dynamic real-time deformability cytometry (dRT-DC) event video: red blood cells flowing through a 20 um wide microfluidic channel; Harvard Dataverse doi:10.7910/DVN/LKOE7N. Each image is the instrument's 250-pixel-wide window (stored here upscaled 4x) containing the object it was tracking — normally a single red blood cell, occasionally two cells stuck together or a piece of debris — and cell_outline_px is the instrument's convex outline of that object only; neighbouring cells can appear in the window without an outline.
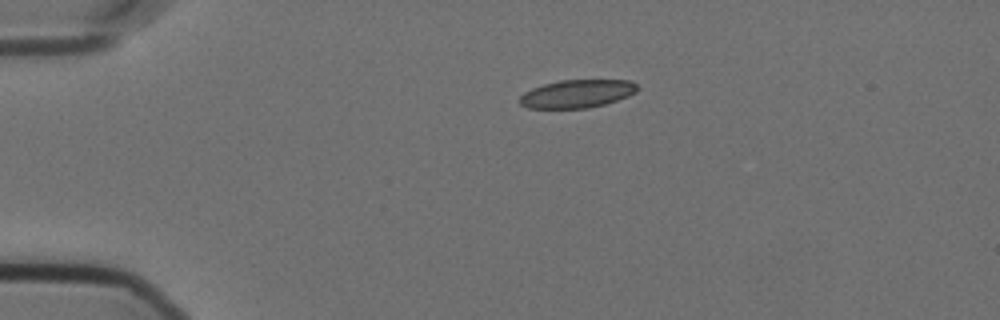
{"species": "Egyptian fruit bat (a non-hibernating species)", "species_latin": "Rousettus aegyptiacus", "temperature_condition": "cold", "stored_images_in_passage": 33, "camera_frame_rate_fps": 3000, "um_per_image_px": 0.085, "animal": {"sex": "female"}, "frame": {"image": 1, "passage_image": 1, "time_ms": 0.0, "image_size_px": [1000, 320], "cell_outline_px": [[636, 92], [628, 96], [604, 104], [588, 108], [528, 108], [520, 104], [520, 96], [524, 92], [532, 88], [544, 84], [560, 80], [628, 80], [636, 84]], "centroid_in_image_um": [49.02, 7.97], "position_along_channel_um": 36.0, "area_um2": 19.07}}
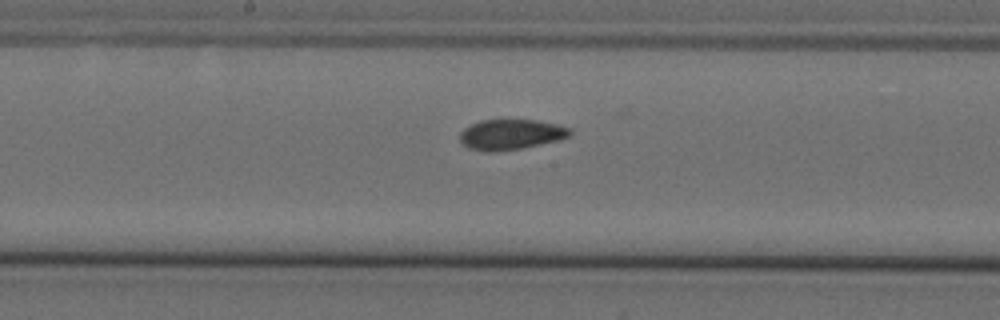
{"frame": {"image": 2, "passage_image": 19, "time_ms": 6.0, "image_size_px": [1000, 320], "cell_outline_px": [[572, 132], [568, 136], [560, 140], [524, 148], [496, 152], [484, 152], [468, 148], [460, 144], [460, 132], [464, 128], [480, 120], [536, 120], [556, 124], [572, 128]], "centroid_in_image_um": [43.41, 11.45], "position_along_channel_um": 204.8, "area_um2": 19.77}}
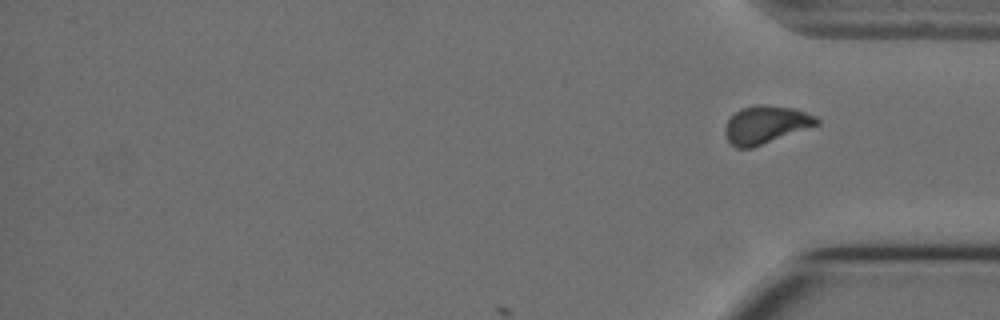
{"frame": {"image": 3, "passage_image": 33, "time_ms": 10.667, "image_size_px": [1000, 320], "cell_outline_px": [[820, 124], [752, 148], [736, 148], [724, 136], [724, 128], [728, 120], [740, 108], [756, 104], [764, 104], [792, 108], [816, 116], [820, 120]], "centroid_in_image_um": [65.07, 10.6], "position_along_channel_um": 370.1, "area_um2": 20.23}, "authors_computed_cell_mechanics": {"area_um2": 19.941, "velocity_mm_per_s": 3.5551, "shape_relaxation_time_tau1_ms": null, "shape_relaxation_time_tau2_ms": 1.8787, "deformation_change_tau1": null, "deformation_change_tau2": 0.0511}}